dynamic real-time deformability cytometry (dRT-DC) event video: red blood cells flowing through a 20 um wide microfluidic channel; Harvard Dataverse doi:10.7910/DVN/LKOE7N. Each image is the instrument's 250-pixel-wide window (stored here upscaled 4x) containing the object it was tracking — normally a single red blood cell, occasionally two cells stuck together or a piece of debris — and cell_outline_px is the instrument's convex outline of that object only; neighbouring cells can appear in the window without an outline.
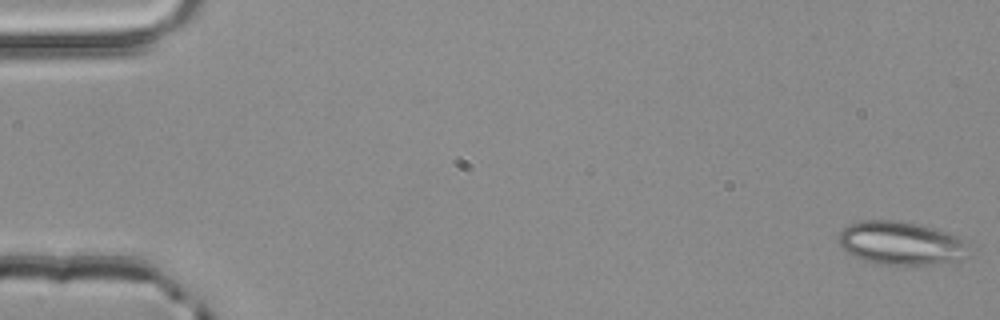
{"species": "common noctule bat (a hibernating species)", "species_latin": "Nyctalus noctula", "temperature_condition": "room temperature", "stored_images_in_passage": 52, "camera_frame_rate_fps": 3000, "um_per_image_px": 0.085, "animal": {"sex": "male", "body_mass_g": 20.4}, "frame": {"image": 1, "passage_image": 1, "time_ms": 0.0, "image_size_px": [1000, 320], "cell_outline_px": [[972, 256], [960, 260], [924, 264], [872, 264], [848, 252], [836, 240], [840, 232], [848, 224], [864, 220], [896, 220], [916, 224], [932, 228], [960, 236], [968, 244]], "centroid_in_image_um": [76.62, 20.67], "position_along_channel_um": 8.4, "area_um2": 33.0}}
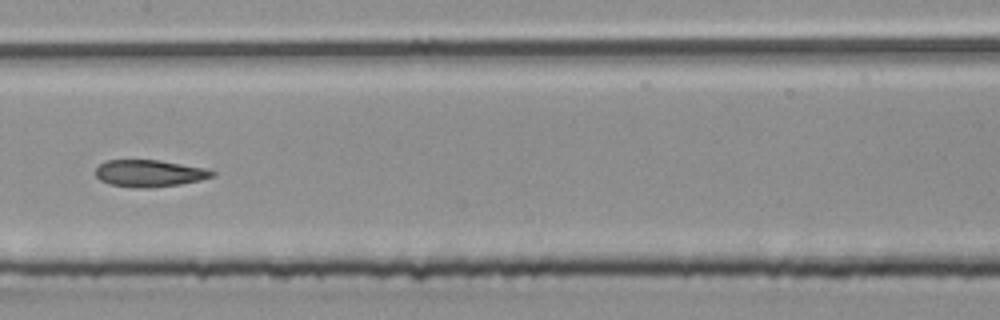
{"frame": {"image": 2, "passage_image": 27, "time_ms": 8.667, "image_size_px": [1000, 320], "cell_outline_px": [[216, 176], [200, 180], [180, 184], [152, 188], [132, 188], [108, 184], [100, 180], [96, 176], [96, 168], [104, 160], [160, 160], [204, 168], [216, 172]], "centroid_in_image_um": [12.69, 14.74], "position_along_channel_um": 194.7, "area_um2": 18.5}}
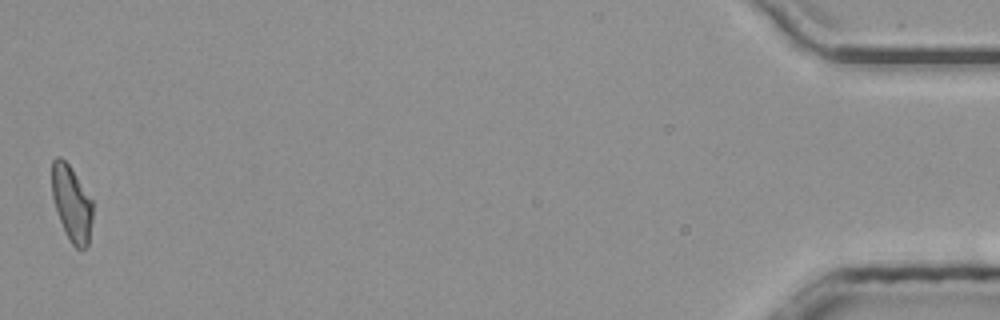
{"frame": {"image": 3, "passage_image": 52, "time_ms": 17.0, "image_size_px": [1000, 320], "cell_outline_px": [[92, 220], [88, 244], [80, 252], [68, 240], [64, 232], [52, 196], [52, 160], [56, 156], [60, 156], [68, 164], [92, 200]], "centroid_in_image_um": [6.08, 17.33], "position_along_channel_um": 429.1, "area_um2": 17.86}, "authors_computed_cell_mechanics": {"area_um2": 19.0162, "velocity_mm_per_s": 4.0121, "shape_relaxation_time_tau1_ms": null, "shape_relaxation_time_tau2_ms": 2.6581, "deformation_change_tau1": null, "deformation_change_tau2": 0.0935}}